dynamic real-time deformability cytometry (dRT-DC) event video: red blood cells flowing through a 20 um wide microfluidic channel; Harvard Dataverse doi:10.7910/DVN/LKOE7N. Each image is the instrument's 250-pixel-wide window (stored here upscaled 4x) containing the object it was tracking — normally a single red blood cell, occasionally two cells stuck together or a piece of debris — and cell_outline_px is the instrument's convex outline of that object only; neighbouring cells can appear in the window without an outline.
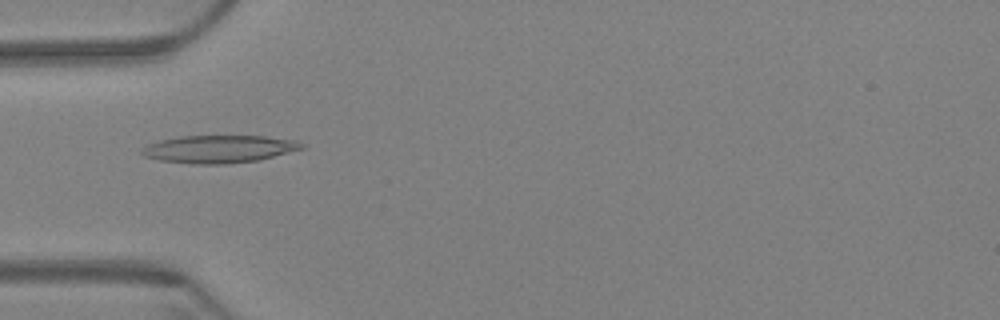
{"species": "Egyptian fruit bat (a non-hibernating species)", "species_latin": "Rousettus aegyptiacus", "temperature_condition": "warm", "stored_images_in_passage": 47, "camera_frame_rate_fps": 3000, "um_per_image_px": 0.085, "animal": {"sex": "female"}, "frame": {"image": 1, "passage_image": 5, "time_ms": 1.333, "image_size_px": [1000, 320], "cell_outline_px": [[304, 148], [256, 160], [224, 164], [192, 164], [160, 160], [144, 156], [140, 152], [148, 144], [160, 140], [180, 136], [264, 136], [296, 140], [304, 144]], "centroid_in_image_um": [18.59, 12.66], "position_along_channel_um": 66.4, "area_um2": 25.49}}
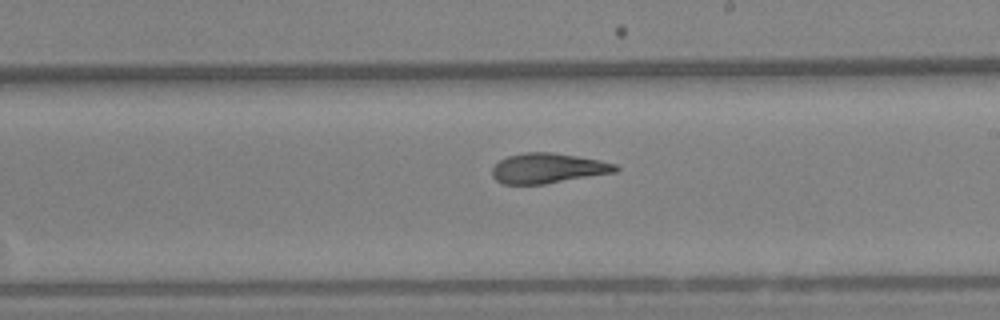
{"frame": {"image": 2, "passage_image": 21, "time_ms": 6.667, "image_size_px": [1000, 320], "cell_outline_px": [[620, 168], [616, 172], [544, 184], [504, 184], [496, 180], [492, 176], [492, 168], [500, 160], [508, 156], [524, 152], [552, 152], [600, 160], [616, 164]], "centroid_in_image_um": [46.57, 14.3], "position_along_channel_um": 242.4, "area_um2": 21.56}}
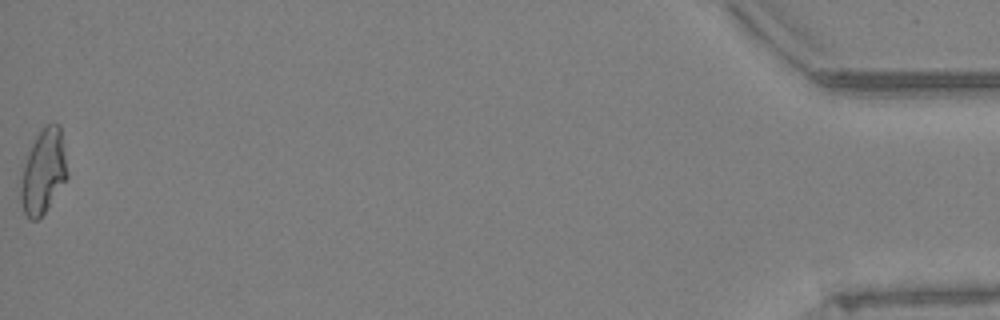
{"frame": {"image": 3, "passage_image": 47, "time_ms": 15.333, "image_size_px": [1000, 320], "cell_outline_px": [[68, 176], [44, 212], [36, 220], [28, 220], [24, 212], [20, 200], [20, 180], [24, 164], [28, 152], [36, 136], [44, 124], [60, 124], [68, 172]], "centroid_in_image_um": [3.67, 14.57], "position_along_channel_um": 431.5, "area_um2": 22.77}, "authors_computed_cell_mechanics": {"area_um2": 22.1374, "velocity_mm_per_s": 3.3184, "shape_relaxation_time_tau1_ms": null, "shape_relaxation_time_tau2_ms": 3.0037, "deformation_change_tau1": null, "deformation_change_tau2": 0.1149}}